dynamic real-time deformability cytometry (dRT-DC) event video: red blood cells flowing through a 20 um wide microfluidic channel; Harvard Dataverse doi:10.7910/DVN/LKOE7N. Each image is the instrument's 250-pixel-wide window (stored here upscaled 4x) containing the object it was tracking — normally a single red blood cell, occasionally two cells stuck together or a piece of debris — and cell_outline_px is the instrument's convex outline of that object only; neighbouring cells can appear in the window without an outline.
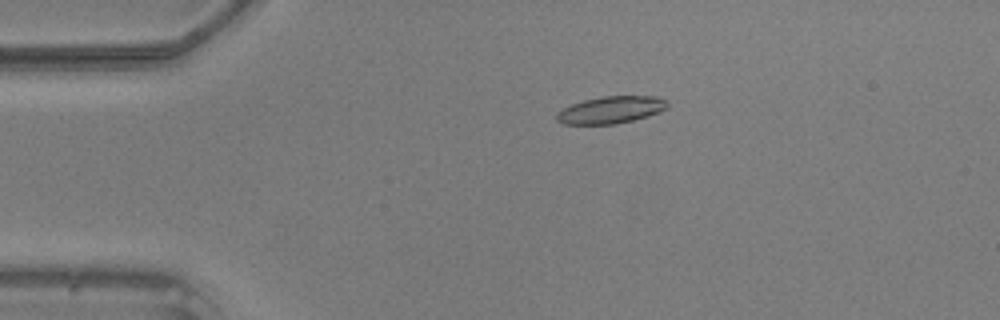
{"species": "common noctule bat (a hibernating species)", "species_latin": "Nyctalus noctula", "temperature_condition": "warm", "stored_images_in_passage": 50, "camera_frame_rate_fps": 3000, "um_per_image_px": 0.085, "animal": {"sex": "male", "body_mass_g": 20.5, "forearm_length_mm": 52.5}, "frame": {"image": 1, "passage_image": 11, "time_ms": 3.333, "image_size_px": [1000, 320], "cell_outline_px": [[668, 104], [660, 112], [648, 116], [616, 124], [564, 124], [556, 120], [556, 112], [572, 104], [584, 100], [604, 96], [656, 96], [668, 100]], "centroid_in_image_um": [51.93, 9.34], "position_along_channel_um": 33.1, "area_um2": 17.46}}
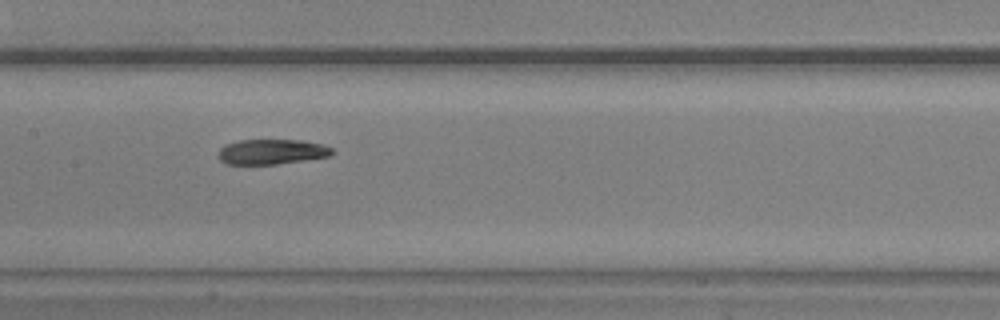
{"frame": {"image": 2, "passage_image": 25, "time_ms": 8.0, "image_size_px": [1000, 320], "cell_outline_px": [[336, 152], [328, 156], [276, 164], [224, 164], [216, 156], [220, 148], [224, 144], [236, 140], [300, 140], [320, 144], [332, 148]], "centroid_in_image_um": [23.02, 12.89], "position_along_channel_um": 184.4, "area_um2": 16.7}}
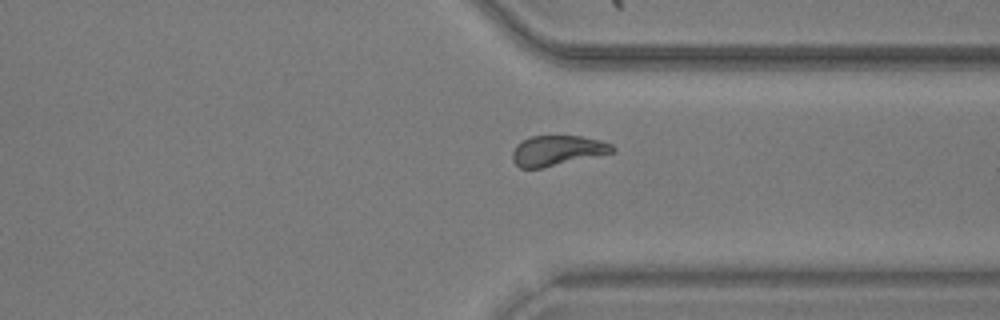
{"frame": {"image": 3, "passage_image": 38, "time_ms": 12.333, "image_size_px": [1000, 320], "cell_outline_px": [[616, 152], [540, 168], [520, 168], [512, 160], [512, 152], [516, 144], [528, 136], [580, 136], [600, 140], [612, 144], [616, 148]], "centroid_in_image_um": [47.37, 12.79], "position_along_channel_um": 364.0, "area_um2": 17.63}}